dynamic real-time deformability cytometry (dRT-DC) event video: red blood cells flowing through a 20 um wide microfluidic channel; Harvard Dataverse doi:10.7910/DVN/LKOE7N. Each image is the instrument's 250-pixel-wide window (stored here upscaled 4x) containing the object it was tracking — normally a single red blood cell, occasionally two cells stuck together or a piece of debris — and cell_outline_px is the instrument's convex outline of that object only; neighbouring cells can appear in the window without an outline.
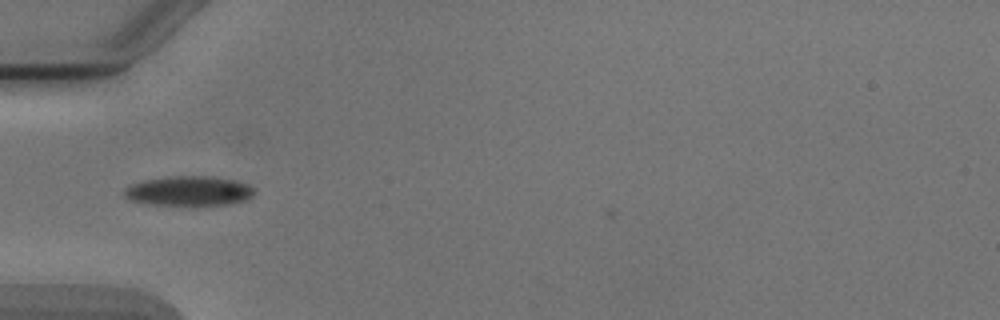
{"species": "Egyptian fruit bat (a non-hibernating species)", "species_latin": "Rousettus aegyptiacus", "temperature_condition": "cold", "stored_images_in_passage": 4, "camera_frame_rate_fps": 3000, "um_per_image_px": 0.085, "animal": {"sex": "male"}, "frame": {"image": 1, "passage_image": 1, "time_ms": 0.0, "image_size_px": [1000, 320], "cell_outline_px": [[252, 196], [248, 200], [232, 204], [188, 208], [144, 204], [132, 200], [124, 196], [124, 188], [132, 184], [144, 180], [168, 176], [212, 176], [236, 180], [248, 184], [252, 188]], "centroid_in_image_um": [16.05, 16.28], "position_along_channel_um": 68.9, "area_um2": 23.64}}